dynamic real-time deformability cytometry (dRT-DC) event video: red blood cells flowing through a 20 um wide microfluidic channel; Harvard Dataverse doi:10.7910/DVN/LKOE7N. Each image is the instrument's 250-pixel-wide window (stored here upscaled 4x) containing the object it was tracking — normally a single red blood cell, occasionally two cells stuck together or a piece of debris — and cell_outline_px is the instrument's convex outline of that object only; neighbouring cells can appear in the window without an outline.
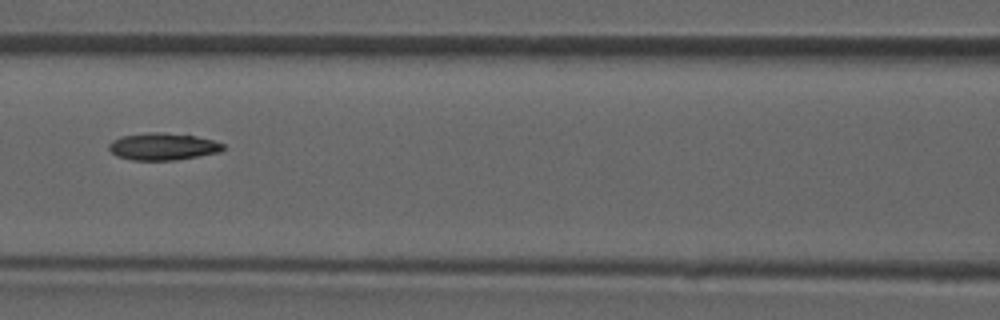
{"species": "common noctule bat (a hibernating species)", "species_latin": "Nyctalus noctula", "temperature_condition": "room temperature", "stored_images_in_passage": 37, "camera_frame_rate_fps": 3000, "um_per_image_px": 0.085, "animal": {"sex": "male", "forearm_length_mm": 52.5}, "frame": {"image": 1, "passage_image": 21, "time_ms": 6.667, "image_size_px": [1000, 320], "cell_outline_px": [[224, 148], [220, 152], [176, 160], [132, 160], [116, 156], [108, 148], [108, 144], [112, 140], [120, 136], [148, 132], [160, 132], [196, 136], [212, 140], [224, 144]], "centroid_in_image_um": [13.81, 12.45], "position_along_channel_um": 152.8, "area_um2": 18.09}}